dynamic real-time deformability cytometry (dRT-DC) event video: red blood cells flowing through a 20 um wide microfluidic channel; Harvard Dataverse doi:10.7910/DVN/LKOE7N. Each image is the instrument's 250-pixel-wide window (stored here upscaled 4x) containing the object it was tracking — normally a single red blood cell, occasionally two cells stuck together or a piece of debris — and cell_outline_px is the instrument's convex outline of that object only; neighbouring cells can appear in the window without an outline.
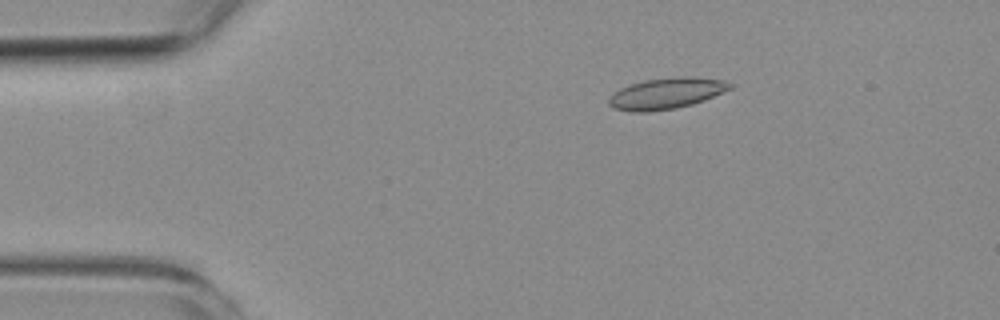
{"species": "common noctule bat (a hibernating species)", "species_latin": "Nyctalus noctula", "temperature_condition": "room temperature", "stored_images_in_passage": 4, "camera_frame_rate_fps": 3000, "um_per_image_px": 0.085, "animal": {"sex": "female", "body_mass_g": 19.3, "forearm_length_mm": 54.1}, "frame": {"image": 1, "passage_image": 1, "time_ms": 0.0, "image_size_px": [1000, 320], "cell_outline_px": [[736, 84], [732, 88], [704, 100], [692, 104], [676, 108], [648, 112], [632, 112], [612, 108], [608, 104], [608, 100], [612, 92], [620, 88], [644, 80], [684, 76], [692, 76], [724, 80]], "centroid_in_image_um": [56.64, 7.94], "position_along_channel_um": 28.4, "area_um2": 22.14}}